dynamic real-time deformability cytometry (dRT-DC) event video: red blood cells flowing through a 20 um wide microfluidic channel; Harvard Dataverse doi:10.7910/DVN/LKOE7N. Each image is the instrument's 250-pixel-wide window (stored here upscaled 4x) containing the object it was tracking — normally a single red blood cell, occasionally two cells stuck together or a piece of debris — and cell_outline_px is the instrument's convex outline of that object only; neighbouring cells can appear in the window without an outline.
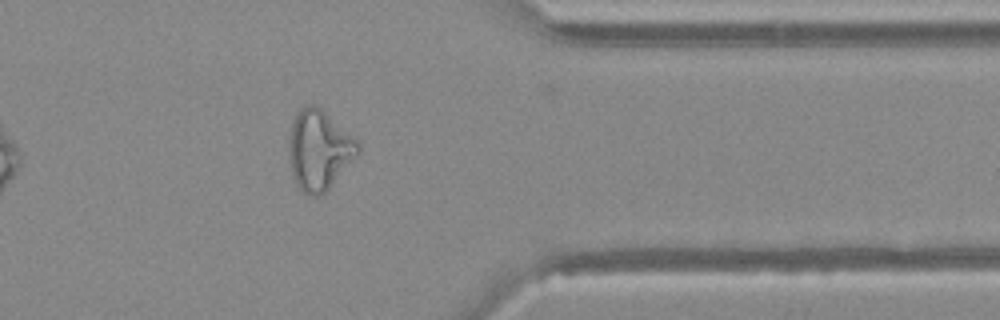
{"species": "Egyptian fruit bat (a non-hibernating species)", "species_latin": "Rousettus aegyptiacus", "temperature_condition": "warm", "stored_images_in_passage": 37, "camera_frame_rate_fps": 3000, "um_per_image_px": 0.085, "animal": {"sex": "female"}, "frame": {"image": 1, "passage_image": 32, "time_ms": 10.333, "image_size_px": [1000, 320], "cell_outline_px": [[360, 152], [328, 188], [320, 196], [308, 196], [300, 192], [292, 176], [288, 152], [292, 124], [300, 108], [308, 104], [316, 104], [360, 140]], "centroid_in_image_um": [27.13, 12.75], "position_along_channel_um": 384.3, "area_um2": 32.37}}